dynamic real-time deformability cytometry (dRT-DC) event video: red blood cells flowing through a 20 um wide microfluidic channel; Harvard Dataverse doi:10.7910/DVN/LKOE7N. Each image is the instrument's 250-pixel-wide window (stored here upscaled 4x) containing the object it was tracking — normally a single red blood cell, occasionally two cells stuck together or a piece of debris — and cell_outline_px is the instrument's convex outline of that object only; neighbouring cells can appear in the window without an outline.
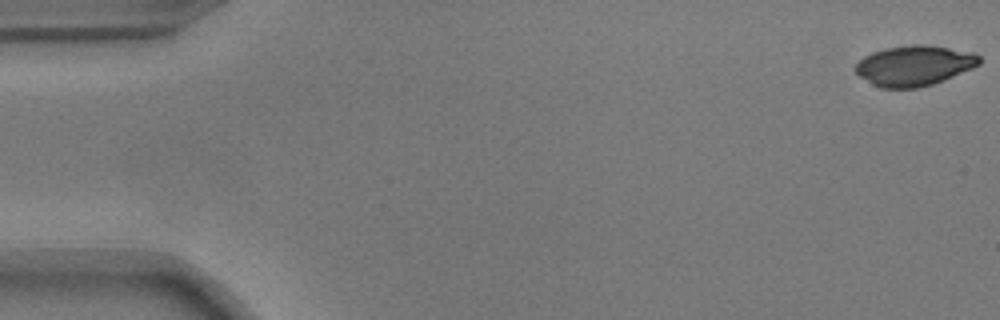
{"species": "common noctule bat (a hibernating species)", "species_latin": "Nyctalus noctula", "temperature_condition": "warm", "stored_images_in_passage": 54, "camera_frame_rate_fps": 3000, "um_per_image_px": 0.085, "animal": {"sex": "male", "body_mass_g": 17.9}, "frame": {"image": 1, "passage_image": 1, "time_ms": 0.0, "image_size_px": [1000, 320], "cell_outline_px": [[980, 64], [972, 68], [944, 80], [920, 88], [880, 88], [872, 84], [860, 76], [856, 72], [856, 64], [864, 56], [872, 52], [884, 48], [916, 44], [920, 44], [948, 48], [972, 52], [980, 56]], "centroid_in_image_um": [77.7, 5.58], "position_along_channel_um": 7.3, "area_um2": 28.9}}
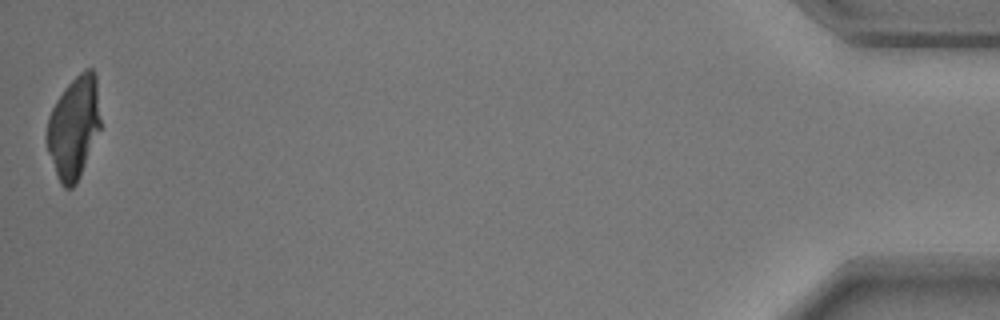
{"frame": {"image": 2, "passage_image": 54, "time_ms": 17.667, "image_size_px": [1000, 320], "cell_outline_px": [[100, 128], [80, 176], [76, 184], [72, 188], [64, 188], [60, 184], [56, 176], [44, 140], [44, 136], [48, 116], [56, 100], [64, 88], [84, 68], [92, 68], [96, 76], [100, 120]], "centroid_in_image_um": [6.23, 10.84], "position_along_channel_um": 429.0, "area_um2": 32.25}}